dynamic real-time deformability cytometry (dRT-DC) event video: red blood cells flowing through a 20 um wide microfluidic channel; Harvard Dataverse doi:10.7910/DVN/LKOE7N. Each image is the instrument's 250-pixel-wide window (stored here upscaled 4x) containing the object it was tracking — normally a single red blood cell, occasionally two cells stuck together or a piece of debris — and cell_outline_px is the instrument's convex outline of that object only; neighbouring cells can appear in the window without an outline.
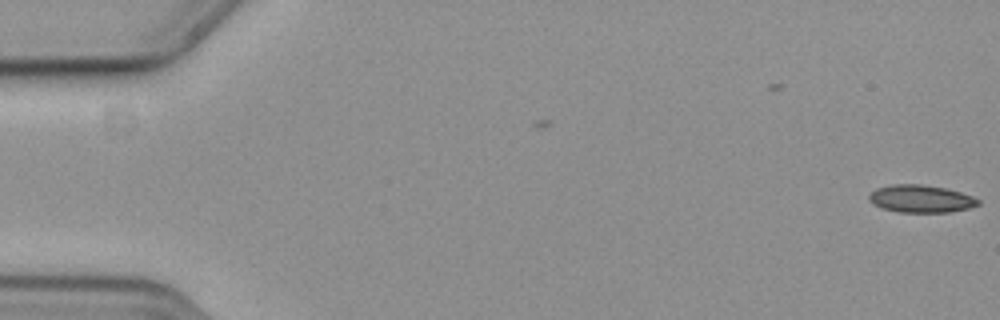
{"species": "common noctule bat (a hibernating species)", "species_latin": "Nyctalus noctula", "temperature_condition": "cold", "stored_images_in_passage": 57, "camera_frame_rate_fps": 3000, "um_per_image_px": 0.085, "animal": {"sex": "female", "body_mass_g": 19.3, "forearm_length_mm": 54.1}, "frame": {"image": 1, "passage_image": 1, "time_ms": 0.0, "image_size_px": [1000, 320], "cell_outline_px": [[980, 204], [968, 208], [948, 212], [896, 212], [880, 208], [872, 204], [868, 200], [868, 196], [876, 188], [892, 184], [920, 184], [944, 188], [960, 192], [972, 196], [980, 200]], "centroid_in_image_um": [78.23, 16.9], "position_along_channel_um": 6.8, "area_um2": 17.57}}
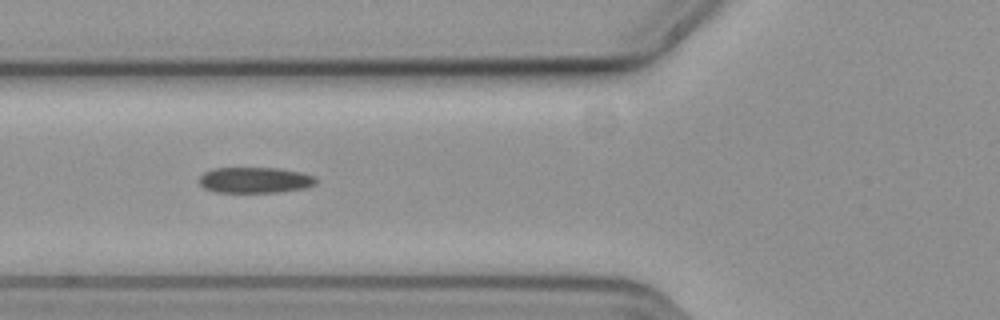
{"frame": {"image": 2, "passage_image": 22, "time_ms": 7.0, "image_size_px": [1000, 320], "cell_outline_px": [[316, 184], [304, 188], [280, 192], [216, 192], [204, 188], [200, 184], [200, 176], [204, 172], [212, 168], [276, 168], [300, 172], [316, 176]], "centroid_in_image_um": [21.67, 15.3], "position_along_channel_um": 104.1, "area_um2": 17.57}}
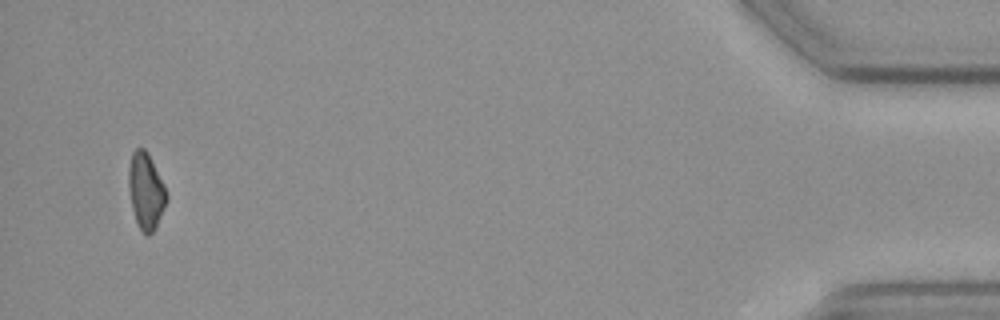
{"frame": {"image": 3, "passage_image": 55, "time_ms": 18.0, "image_size_px": [1000, 320], "cell_outline_px": [[168, 200], [156, 228], [148, 236], [140, 232], [132, 208], [128, 188], [128, 168], [132, 152], [136, 148], [144, 148], [164, 184], [168, 192]], "centroid_in_image_um": [12.4, 16.28], "position_along_channel_um": 422.8, "area_um2": 16.99}, "authors_computed_cell_mechanics": {"area_um2": 17.8024, "velocity_mm_per_s": 3.6884, "shape_relaxation_time_tau1_ms": 6.7301, "shape_relaxation_time_tau2_ms": 6.6229, "deformation_change_tau1": 0.1356, "deformation_change_tau2": 0.1547}}